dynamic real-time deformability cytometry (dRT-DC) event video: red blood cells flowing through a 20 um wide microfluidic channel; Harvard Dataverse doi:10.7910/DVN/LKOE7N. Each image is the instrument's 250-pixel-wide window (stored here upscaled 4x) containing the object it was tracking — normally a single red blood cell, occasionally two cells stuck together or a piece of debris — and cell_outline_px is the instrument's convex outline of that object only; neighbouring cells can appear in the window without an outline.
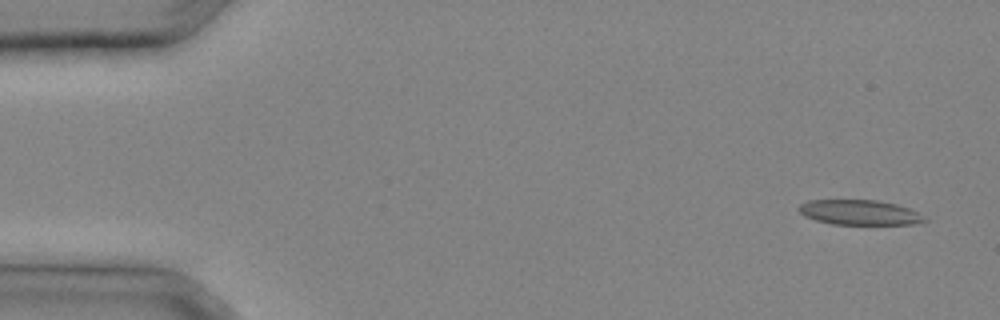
{"species": "common noctule bat (a hibernating species)", "species_latin": "Nyctalus noctula", "temperature_condition": "cold", "stored_images_in_passage": 9, "camera_frame_rate_fps": 3000, "um_per_image_px": 0.085, "animal": {"sex": "male", "body_mass_g": 20.4}, "frame": {"image": 1, "passage_image": 1, "time_ms": 0.0, "image_size_px": [1000, 320], "cell_outline_px": [[928, 220], [916, 224], [832, 224], [816, 220], [804, 216], [796, 208], [800, 204], [808, 200], [876, 200], [896, 204], [908, 208], [916, 212]], "centroid_in_image_um": [73.01, 18.05], "position_along_channel_um": 12.0, "area_um2": 18.21}}
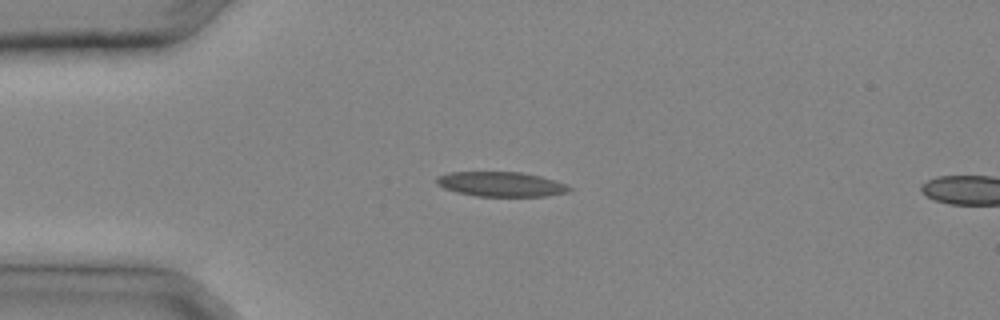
{"frame": {"image": 2, "passage_image": 7, "time_ms": 2.0, "image_size_px": [1000, 320], "cell_outline_px": [[572, 188], [568, 192], [544, 196], [476, 196], [456, 192], [444, 188], [436, 184], [436, 176], [448, 172], [520, 172], [540, 176], [556, 180]], "centroid_in_image_um": [42.55, 15.65], "position_along_channel_um": 42.5, "area_um2": 19.13}}